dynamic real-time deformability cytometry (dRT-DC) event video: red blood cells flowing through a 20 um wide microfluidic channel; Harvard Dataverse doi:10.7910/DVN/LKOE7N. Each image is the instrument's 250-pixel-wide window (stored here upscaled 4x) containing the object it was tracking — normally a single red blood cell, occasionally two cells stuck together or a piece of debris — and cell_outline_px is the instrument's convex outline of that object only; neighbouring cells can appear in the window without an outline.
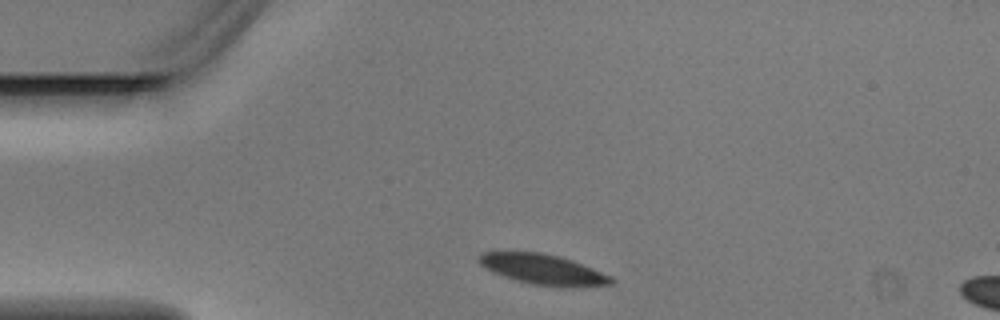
{"species": "Egyptian fruit bat (a non-hibernating species)", "species_latin": "Rousettus aegyptiacus", "temperature_condition": "warm", "stored_images_in_passage": 2, "camera_frame_rate_fps": 3000, "um_per_image_px": 0.085, "animal": {"sex": "male"}, "frame": {"image": 1, "passage_image": 1, "time_ms": 0.0, "image_size_px": [1000, 320], "cell_outline_px": [[616, 280], [612, 284], [572, 288], [532, 284], [516, 280], [492, 272], [480, 264], [476, 260], [476, 256], [480, 252], [544, 252], [560, 256], [572, 260], [612, 276]], "centroid_in_image_um": [46.17, 22.9], "position_along_channel_um": 38.8, "area_um2": 23.64}}